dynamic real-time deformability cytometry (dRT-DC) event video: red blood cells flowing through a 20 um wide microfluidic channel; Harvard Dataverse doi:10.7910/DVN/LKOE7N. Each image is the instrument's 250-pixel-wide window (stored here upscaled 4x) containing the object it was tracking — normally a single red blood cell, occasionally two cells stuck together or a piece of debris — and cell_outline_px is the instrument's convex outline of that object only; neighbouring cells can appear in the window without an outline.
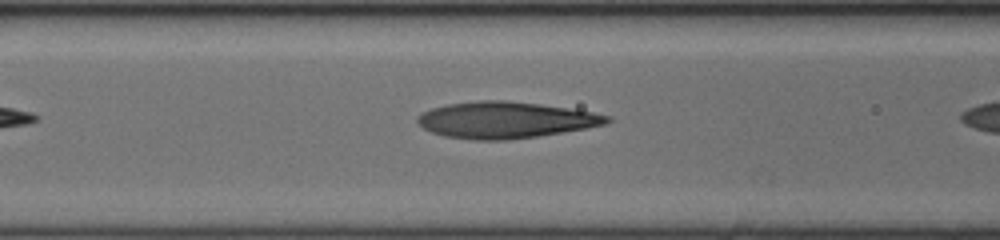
{"species": "human", "species_latin": "Homo sapiens", "temperature_condition": "cold", "stored_images_in_passage": 14, "camera_frame_rate_fps": 3000, "um_per_image_px": 0.085, "donor": {"sex": "female"}, "frame": {"image": 1, "passage_image": 5, "time_ms": 1.333, "image_size_px": [1000, 240], "cell_outline_px": [[612, 120], [608, 124], [588, 128], [536, 136], [508, 140], [476, 140], [444, 136], [432, 132], [424, 128], [416, 120], [416, 116], [420, 112], [432, 108], [448, 104], [480, 100], [504, 100], [540, 104], [568, 108], [592, 112], [612, 116]], "centroid_in_image_um": [42.98, 10.19], "position_along_channel_um": 123.6, "area_um2": 40.29}}
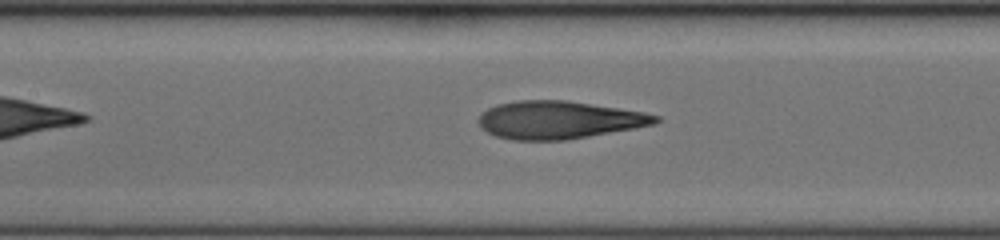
{"frame": {"image": 2, "passage_image": 8, "time_ms": 2.333, "image_size_px": [1000, 240], "cell_outline_px": [[660, 120], [656, 124], [636, 128], [568, 140], [512, 140], [496, 136], [480, 128], [476, 120], [480, 112], [496, 104], [516, 100], [564, 100], [644, 112], [660, 116]], "centroid_in_image_um": [47.46, 10.2], "position_along_channel_um": 159.9, "area_um2": 39.3}}
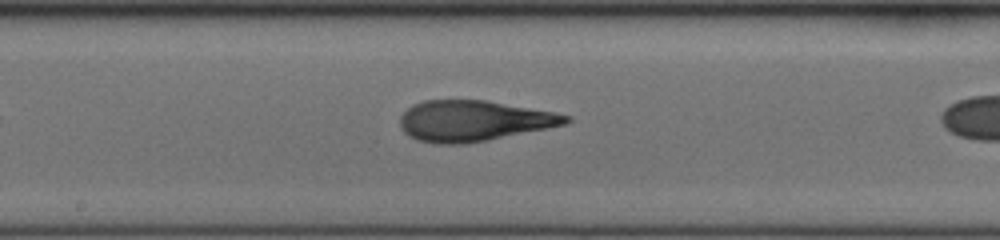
{"frame": {"image": 3, "passage_image": 12, "time_ms": 3.667, "image_size_px": [1000, 240], "cell_outline_px": [[572, 120], [568, 124], [488, 140], [464, 144], [436, 144], [416, 140], [408, 136], [400, 128], [400, 116], [412, 104], [424, 100], [488, 100], [556, 112], [572, 116]], "centroid_in_image_um": [40.27, 10.27], "position_along_channel_um": 207.9, "area_um2": 39.82}}